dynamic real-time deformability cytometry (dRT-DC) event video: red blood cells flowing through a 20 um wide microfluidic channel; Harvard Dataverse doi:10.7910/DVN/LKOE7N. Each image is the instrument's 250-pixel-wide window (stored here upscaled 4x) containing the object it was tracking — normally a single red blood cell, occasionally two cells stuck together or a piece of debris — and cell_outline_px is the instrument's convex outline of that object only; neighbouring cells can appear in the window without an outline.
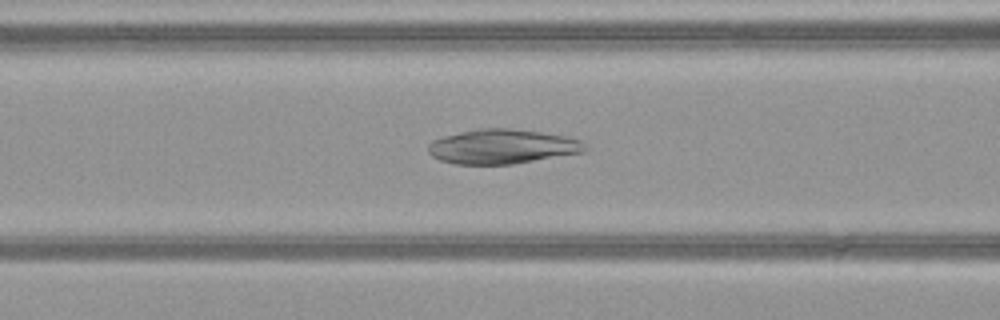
{"species": "common noctule bat (a hibernating species)", "species_latin": "Nyctalus noctula", "temperature_condition": "warm", "stored_images_in_passage": 51, "camera_frame_rate_fps": 3000, "um_per_image_px": 0.085, "animal": {"sex": "female", "body_mass_g": 21.9}, "frame": {"image": 1, "passage_image": 22, "time_ms": 7.0, "image_size_px": [1000, 320], "cell_outline_px": [[588, 148], [584, 152], [512, 164], [456, 164], [440, 160], [432, 156], [428, 152], [428, 144], [432, 140], [444, 136], [476, 128], [508, 128], [540, 132], [568, 136], [580, 140]], "centroid_in_image_um": [42.68, 12.45], "position_along_channel_um": 123.9, "area_um2": 31.56}}
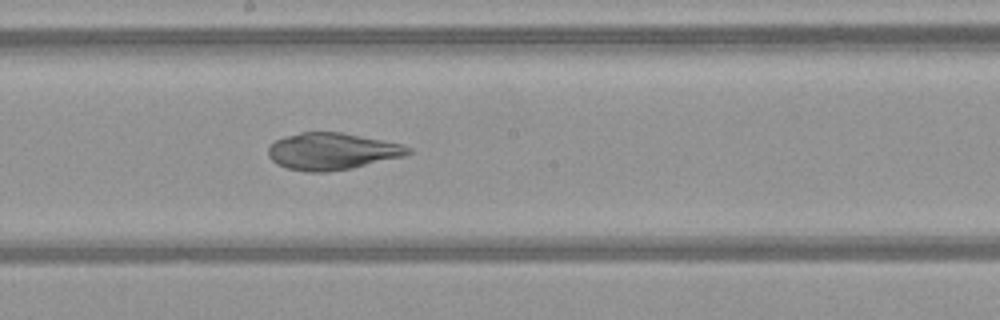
{"frame": {"image": 2, "passage_image": 29, "time_ms": 9.333, "image_size_px": [1000, 320], "cell_outline_px": [[412, 152], [404, 156], [352, 168], [328, 172], [308, 172], [288, 168], [276, 164], [268, 156], [268, 148], [276, 140], [284, 136], [300, 132], [340, 132], [400, 144], [412, 148]], "centroid_in_image_um": [28.2, 12.87], "position_along_channel_um": 220.0, "area_um2": 29.88}}
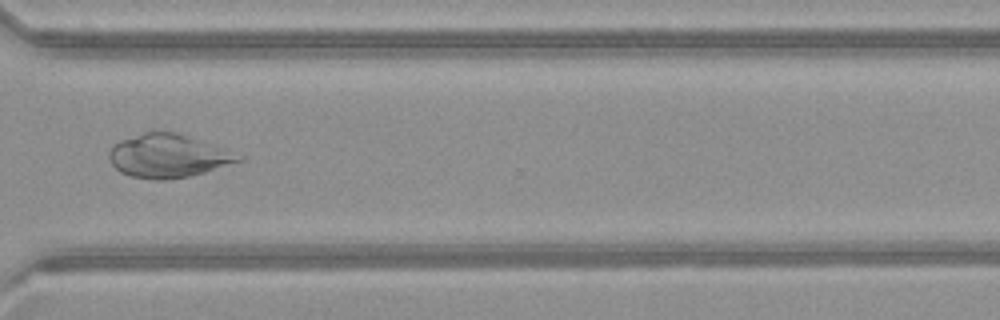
{"frame": {"image": 3, "passage_image": 39, "time_ms": 12.667, "image_size_px": [1000, 320], "cell_outline_px": [[244, 160], [204, 172], [188, 176], [164, 180], [152, 180], [132, 176], [120, 172], [112, 164], [108, 156], [108, 152], [120, 140], [144, 132], [176, 132], [224, 148], [244, 156]], "centroid_in_image_um": [14.3, 13.26], "position_along_channel_um": 356.3, "area_um2": 32.43}}